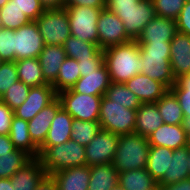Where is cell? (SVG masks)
Instances as JSON below:
<instances>
[{"label": "cell", "mask_w": 190, "mask_h": 190, "mask_svg": "<svg viewBox=\"0 0 190 190\" xmlns=\"http://www.w3.org/2000/svg\"><path fill=\"white\" fill-rule=\"evenodd\" d=\"M103 52L111 82L125 84L133 76L142 73L143 63L136 40L109 47Z\"/></svg>", "instance_id": "cell-1"}, {"label": "cell", "mask_w": 190, "mask_h": 190, "mask_svg": "<svg viewBox=\"0 0 190 190\" xmlns=\"http://www.w3.org/2000/svg\"><path fill=\"white\" fill-rule=\"evenodd\" d=\"M106 7L120 18L132 40H137L145 25L156 16L152 0H108Z\"/></svg>", "instance_id": "cell-2"}, {"label": "cell", "mask_w": 190, "mask_h": 190, "mask_svg": "<svg viewBox=\"0 0 190 190\" xmlns=\"http://www.w3.org/2000/svg\"><path fill=\"white\" fill-rule=\"evenodd\" d=\"M38 158L47 176L65 168L86 165L85 147L72 139L56 146L40 147Z\"/></svg>", "instance_id": "cell-3"}, {"label": "cell", "mask_w": 190, "mask_h": 190, "mask_svg": "<svg viewBox=\"0 0 190 190\" xmlns=\"http://www.w3.org/2000/svg\"><path fill=\"white\" fill-rule=\"evenodd\" d=\"M139 47L142 74L170 89L176 83L170 65V43L139 44Z\"/></svg>", "instance_id": "cell-4"}, {"label": "cell", "mask_w": 190, "mask_h": 190, "mask_svg": "<svg viewBox=\"0 0 190 190\" xmlns=\"http://www.w3.org/2000/svg\"><path fill=\"white\" fill-rule=\"evenodd\" d=\"M149 150L147 137L136 133L120 135L112 164L118 173L146 168Z\"/></svg>", "instance_id": "cell-5"}, {"label": "cell", "mask_w": 190, "mask_h": 190, "mask_svg": "<svg viewBox=\"0 0 190 190\" xmlns=\"http://www.w3.org/2000/svg\"><path fill=\"white\" fill-rule=\"evenodd\" d=\"M101 129L118 135L132 134L135 130L136 110L122 107L102 96L99 121Z\"/></svg>", "instance_id": "cell-6"}, {"label": "cell", "mask_w": 190, "mask_h": 190, "mask_svg": "<svg viewBox=\"0 0 190 190\" xmlns=\"http://www.w3.org/2000/svg\"><path fill=\"white\" fill-rule=\"evenodd\" d=\"M36 23L45 45L63 46L65 41L71 36L65 7L44 10L37 18Z\"/></svg>", "instance_id": "cell-7"}, {"label": "cell", "mask_w": 190, "mask_h": 190, "mask_svg": "<svg viewBox=\"0 0 190 190\" xmlns=\"http://www.w3.org/2000/svg\"><path fill=\"white\" fill-rule=\"evenodd\" d=\"M62 108L74 119L81 121H99L102 96L84 95L71 88L58 93Z\"/></svg>", "instance_id": "cell-8"}, {"label": "cell", "mask_w": 190, "mask_h": 190, "mask_svg": "<svg viewBox=\"0 0 190 190\" xmlns=\"http://www.w3.org/2000/svg\"><path fill=\"white\" fill-rule=\"evenodd\" d=\"M71 36L98 45L97 22L100 8L85 6L66 7Z\"/></svg>", "instance_id": "cell-9"}, {"label": "cell", "mask_w": 190, "mask_h": 190, "mask_svg": "<svg viewBox=\"0 0 190 190\" xmlns=\"http://www.w3.org/2000/svg\"><path fill=\"white\" fill-rule=\"evenodd\" d=\"M96 26L98 29V46L102 50L132 40L127 35L120 18L107 7L100 11Z\"/></svg>", "instance_id": "cell-10"}, {"label": "cell", "mask_w": 190, "mask_h": 190, "mask_svg": "<svg viewBox=\"0 0 190 190\" xmlns=\"http://www.w3.org/2000/svg\"><path fill=\"white\" fill-rule=\"evenodd\" d=\"M45 47L36 21H31L14 30L15 61L27 58H38Z\"/></svg>", "instance_id": "cell-11"}, {"label": "cell", "mask_w": 190, "mask_h": 190, "mask_svg": "<svg viewBox=\"0 0 190 190\" xmlns=\"http://www.w3.org/2000/svg\"><path fill=\"white\" fill-rule=\"evenodd\" d=\"M120 135L101 129L85 146L87 166L112 163Z\"/></svg>", "instance_id": "cell-12"}, {"label": "cell", "mask_w": 190, "mask_h": 190, "mask_svg": "<svg viewBox=\"0 0 190 190\" xmlns=\"http://www.w3.org/2000/svg\"><path fill=\"white\" fill-rule=\"evenodd\" d=\"M57 97L58 93L51 84L32 87L25 102L13 110L14 116L30 121Z\"/></svg>", "instance_id": "cell-13"}, {"label": "cell", "mask_w": 190, "mask_h": 190, "mask_svg": "<svg viewBox=\"0 0 190 190\" xmlns=\"http://www.w3.org/2000/svg\"><path fill=\"white\" fill-rule=\"evenodd\" d=\"M177 32L175 20L156 15L145 25L136 42L138 44L170 43Z\"/></svg>", "instance_id": "cell-14"}, {"label": "cell", "mask_w": 190, "mask_h": 190, "mask_svg": "<svg viewBox=\"0 0 190 190\" xmlns=\"http://www.w3.org/2000/svg\"><path fill=\"white\" fill-rule=\"evenodd\" d=\"M141 103H156L169 90L163 83L138 73L125 83Z\"/></svg>", "instance_id": "cell-15"}, {"label": "cell", "mask_w": 190, "mask_h": 190, "mask_svg": "<svg viewBox=\"0 0 190 190\" xmlns=\"http://www.w3.org/2000/svg\"><path fill=\"white\" fill-rule=\"evenodd\" d=\"M170 65L173 77L190 74V36L177 32L170 42Z\"/></svg>", "instance_id": "cell-16"}, {"label": "cell", "mask_w": 190, "mask_h": 190, "mask_svg": "<svg viewBox=\"0 0 190 190\" xmlns=\"http://www.w3.org/2000/svg\"><path fill=\"white\" fill-rule=\"evenodd\" d=\"M61 107L60 99L57 97L52 103L44 107L33 119L28 121L30 137L38 148L44 144L51 123Z\"/></svg>", "instance_id": "cell-17"}, {"label": "cell", "mask_w": 190, "mask_h": 190, "mask_svg": "<svg viewBox=\"0 0 190 190\" xmlns=\"http://www.w3.org/2000/svg\"><path fill=\"white\" fill-rule=\"evenodd\" d=\"M110 84L109 71L103 63L94 72L85 73V76L80 77L71 89L84 95L104 96Z\"/></svg>", "instance_id": "cell-18"}, {"label": "cell", "mask_w": 190, "mask_h": 190, "mask_svg": "<svg viewBox=\"0 0 190 190\" xmlns=\"http://www.w3.org/2000/svg\"><path fill=\"white\" fill-rule=\"evenodd\" d=\"M46 176L47 173L37 157L31 158L9 179L13 190H35Z\"/></svg>", "instance_id": "cell-19"}, {"label": "cell", "mask_w": 190, "mask_h": 190, "mask_svg": "<svg viewBox=\"0 0 190 190\" xmlns=\"http://www.w3.org/2000/svg\"><path fill=\"white\" fill-rule=\"evenodd\" d=\"M147 139L150 146L168 147L172 150L188 145V135L182 125L163 123Z\"/></svg>", "instance_id": "cell-20"}, {"label": "cell", "mask_w": 190, "mask_h": 190, "mask_svg": "<svg viewBox=\"0 0 190 190\" xmlns=\"http://www.w3.org/2000/svg\"><path fill=\"white\" fill-rule=\"evenodd\" d=\"M58 190H88L90 167L76 166L57 171L50 175Z\"/></svg>", "instance_id": "cell-21"}, {"label": "cell", "mask_w": 190, "mask_h": 190, "mask_svg": "<svg viewBox=\"0 0 190 190\" xmlns=\"http://www.w3.org/2000/svg\"><path fill=\"white\" fill-rule=\"evenodd\" d=\"M66 58L65 50L60 45H45L38 55L43 77L48 84L52 85L56 81L59 69Z\"/></svg>", "instance_id": "cell-22"}, {"label": "cell", "mask_w": 190, "mask_h": 190, "mask_svg": "<svg viewBox=\"0 0 190 190\" xmlns=\"http://www.w3.org/2000/svg\"><path fill=\"white\" fill-rule=\"evenodd\" d=\"M189 154L190 149L188 145L173 150V155L170 157L169 172L165 173L158 185L177 183L190 178Z\"/></svg>", "instance_id": "cell-23"}, {"label": "cell", "mask_w": 190, "mask_h": 190, "mask_svg": "<svg viewBox=\"0 0 190 190\" xmlns=\"http://www.w3.org/2000/svg\"><path fill=\"white\" fill-rule=\"evenodd\" d=\"M73 117L62 107L53 119L48 135L41 147H50L62 144L71 139Z\"/></svg>", "instance_id": "cell-24"}, {"label": "cell", "mask_w": 190, "mask_h": 190, "mask_svg": "<svg viewBox=\"0 0 190 190\" xmlns=\"http://www.w3.org/2000/svg\"><path fill=\"white\" fill-rule=\"evenodd\" d=\"M162 125V117L156 103H142L136 110L134 133L148 138Z\"/></svg>", "instance_id": "cell-25"}, {"label": "cell", "mask_w": 190, "mask_h": 190, "mask_svg": "<svg viewBox=\"0 0 190 190\" xmlns=\"http://www.w3.org/2000/svg\"><path fill=\"white\" fill-rule=\"evenodd\" d=\"M9 137L16 149L24 151L31 158L39 157V148L29 134L28 121L13 116Z\"/></svg>", "instance_id": "cell-26"}, {"label": "cell", "mask_w": 190, "mask_h": 190, "mask_svg": "<svg viewBox=\"0 0 190 190\" xmlns=\"http://www.w3.org/2000/svg\"><path fill=\"white\" fill-rule=\"evenodd\" d=\"M118 185V171L112 163L90 166L88 190H111Z\"/></svg>", "instance_id": "cell-27"}, {"label": "cell", "mask_w": 190, "mask_h": 190, "mask_svg": "<svg viewBox=\"0 0 190 190\" xmlns=\"http://www.w3.org/2000/svg\"><path fill=\"white\" fill-rule=\"evenodd\" d=\"M118 185L124 190H151L158 182L143 168L118 173Z\"/></svg>", "instance_id": "cell-28"}, {"label": "cell", "mask_w": 190, "mask_h": 190, "mask_svg": "<svg viewBox=\"0 0 190 190\" xmlns=\"http://www.w3.org/2000/svg\"><path fill=\"white\" fill-rule=\"evenodd\" d=\"M173 150L168 147L150 146L147 162V171L159 182L166 172H169L170 157Z\"/></svg>", "instance_id": "cell-29"}, {"label": "cell", "mask_w": 190, "mask_h": 190, "mask_svg": "<svg viewBox=\"0 0 190 190\" xmlns=\"http://www.w3.org/2000/svg\"><path fill=\"white\" fill-rule=\"evenodd\" d=\"M18 78L26 86L32 88L48 84L42 74V67L38 58H27L15 61Z\"/></svg>", "instance_id": "cell-30"}, {"label": "cell", "mask_w": 190, "mask_h": 190, "mask_svg": "<svg viewBox=\"0 0 190 190\" xmlns=\"http://www.w3.org/2000/svg\"><path fill=\"white\" fill-rule=\"evenodd\" d=\"M66 56L76 60L81 58H104L103 50L94 43L82 41L75 36H70L63 44Z\"/></svg>", "instance_id": "cell-31"}, {"label": "cell", "mask_w": 190, "mask_h": 190, "mask_svg": "<svg viewBox=\"0 0 190 190\" xmlns=\"http://www.w3.org/2000/svg\"><path fill=\"white\" fill-rule=\"evenodd\" d=\"M163 123L168 125H182L184 118L182 108L175 94L169 89L156 102Z\"/></svg>", "instance_id": "cell-32"}, {"label": "cell", "mask_w": 190, "mask_h": 190, "mask_svg": "<svg viewBox=\"0 0 190 190\" xmlns=\"http://www.w3.org/2000/svg\"><path fill=\"white\" fill-rule=\"evenodd\" d=\"M81 77L78 61L73 58H66L57 75L56 81L52 84L57 93L72 88Z\"/></svg>", "instance_id": "cell-33"}, {"label": "cell", "mask_w": 190, "mask_h": 190, "mask_svg": "<svg viewBox=\"0 0 190 190\" xmlns=\"http://www.w3.org/2000/svg\"><path fill=\"white\" fill-rule=\"evenodd\" d=\"M104 96L108 100L132 110H137L142 104L139 98L123 83L111 82Z\"/></svg>", "instance_id": "cell-34"}, {"label": "cell", "mask_w": 190, "mask_h": 190, "mask_svg": "<svg viewBox=\"0 0 190 190\" xmlns=\"http://www.w3.org/2000/svg\"><path fill=\"white\" fill-rule=\"evenodd\" d=\"M30 159L28 154L19 149L0 155V178L12 177Z\"/></svg>", "instance_id": "cell-35"}, {"label": "cell", "mask_w": 190, "mask_h": 190, "mask_svg": "<svg viewBox=\"0 0 190 190\" xmlns=\"http://www.w3.org/2000/svg\"><path fill=\"white\" fill-rule=\"evenodd\" d=\"M31 20L16 5L9 0L0 8V26L2 28L17 30L21 26L30 23Z\"/></svg>", "instance_id": "cell-36"}, {"label": "cell", "mask_w": 190, "mask_h": 190, "mask_svg": "<svg viewBox=\"0 0 190 190\" xmlns=\"http://www.w3.org/2000/svg\"><path fill=\"white\" fill-rule=\"evenodd\" d=\"M101 130L99 122L73 119L71 139L82 146L88 145Z\"/></svg>", "instance_id": "cell-37"}, {"label": "cell", "mask_w": 190, "mask_h": 190, "mask_svg": "<svg viewBox=\"0 0 190 190\" xmlns=\"http://www.w3.org/2000/svg\"><path fill=\"white\" fill-rule=\"evenodd\" d=\"M30 87L26 86L22 81H17L5 92L0 98L9 108L15 110L21 106L28 97Z\"/></svg>", "instance_id": "cell-38"}, {"label": "cell", "mask_w": 190, "mask_h": 190, "mask_svg": "<svg viewBox=\"0 0 190 190\" xmlns=\"http://www.w3.org/2000/svg\"><path fill=\"white\" fill-rule=\"evenodd\" d=\"M170 90L177 97L184 117L190 116V74L182 75L176 79V83Z\"/></svg>", "instance_id": "cell-39"}, {"label": "cell", "mask_w": 190, "mask_h": 190, "mask_svg": "<svg viewBox=\"0 0 190 190\" xmlns=\"http://www.w3.org/2000/svg\"><path fill=\"white\" fill-rule=\"evenodd\" d=\"M187 0H152L157 16L176 20Z\"/></svg>", "instance_id": "cell-40"}, {"label": "cell", "mask_w": 190, "mask_h": 190, "mask_svg": "<svg viewBox=\"0 0 190 190\" xmlns=\"http://www.w3.org/2000/svg\"><path fill=\"white\" fill-rule=\"evenodd\" d=\"M17 81L19 78L15 61L2 62L0 64V98Z\"/></svg>", "instance_id": "cell-41"}, {"label": "cell", "mask_w": 190, "mask_h": 190, "mask_svg": "<svg viewBox=\"0 0 190 190\" xmlns=\"http://www.w3.org/2000/svg\"><path fill=\"white\" fill-rule=\"evenodd\" d=\"M0 59L3 62L15 61L14 30L6 28L0 30Z\"/></svg>", "instance_id": "cell-42"}, {"label": "cell", "mask_w": 190, "mask_h": 190, "mask_svg": "<svg viewBox=\"0 0 190 190\" xmlns=\"http://www.w3.org/2000/svg\"><path fill=\"white\" fill-rule=\"evenodd\" d=\"M13 4L28 16L31 21H36L45 10L39 0H13Z\"/></svg>", "instance_id": "cell-43"}, {"label": "cell", "mask_w": 190, "mask_h": 190, "mask_svg": "<svg viewBox=\"0 0 190 190\" xmlns=\"http://www.w3.org/2000/svg\"><path fill=\"white\" fill-rule=\"evenodd\" d=\"M14 112L0 100V135H9Z\"/></svg>", "instance_id": "cell-44"}, {"label": "cell", "mask_w": 190, "mask_h": 190, "mask_svg": "<svg viewBox=\"0 0 190 190\" xmlns=\"http://www.w3.org/2000/svg\"><path fill=\"white\" fill-rule=\"evenodd\" d=\"M176 21L177 31L190 36V2L186 1Z\"/></svg>", "instance_id": "cell-45"}, {"label": "cell", "mask_w": 190, "mask_h": 190, "mask_svg": "<svg viewBox=\"0 0 190 190\" xmlns=\"http://www.w3.org/2000/svg\"><path fill=\"white\" fill-rule=\"evenodd\" d=\"M77 61L79 65V72L82 77L85 76V73L94 72L97 70L104 63V58H81V60Z\"/></svg>", "instance_id": "cell-46"}, {"label": "cell", "mask_w": 190, "mask_h": 190, "mask_svg": "<svg viewBox=\"0 0 190 190\" xmlns=\"http://www.w3.org/2000/svg\"><path fill=\"white\" fill-rule=\"evenodd\" d=\"M85 6L92 8H100L101 10L106 7L104 0H65L64 7Z\"/></svg>", "instance_id": "cell-47"}, {"label": "cell", "mask_w": 190, "mask_h": 190, "mask_svg": "<svg viewBox=\"0 0 190 190\" xmlns=\"http://www.w3.org/2000/svg\"><path fill=\"white\" fill-rule=\"evenodd\" d=\"M16 150L14 144L10 140L9 135H0V155L8 154Z\"/></svg>", "instance_id": "cell-48"}, {"label": "cell", "mask_w": 190, "mask_h": 190, "mask_svg": "<svg viewBox=\"0 0 190 190\" xmlns=\"http://www.w3.org/2000/svg\"><path fill=\"white\" fill-rule=\"evenodd\" d=\"M161 190H190V178L177 183L161 185Z\"/></svg>", "instance_id": "cell-49"}, {"label": "cell", "mask_w": 190, "mask_h": 190, "mask_svg": "<svg viewBox=\"0 0 190 190\" xmlns=\"http://www.w3.org/2000/svg\"><path fill=\"white\" fill-rule=\"evenodd\" d=\"M35 190H58L57 185L51 176H46Z\"/></svg>", "instance_id": "cell-50"}, {"label": "cell", "mask_w": 190, "mask_h": 190, "mask_svg": "<svg viewBox=\"0 0 190 190\" xmlns=\"http://www.w3.org/2000/svg\"><path fill=\"white\" fill-rule=\"evenodd\" d=\"M39 1L45 10L63 8L65 5V0H39Z\"/></svg>", "instance_id": "cell-51"}, {"label": "cell", "mask_w": 190, "mask_h": 190, "mask_svg": "<svg viewBox=\"0 0 190 190\" xmlns=\"http://www.w3.org/2000/svg\"><path fill=\"white\" fill-rule=\"evenodd\" d=\"M0 190H13L12 183L9 178H0Z\"/></svg>", "instance_id": "cell-52"}, {"label": "cell", "mask_w": 190, "mask_h": 190, "mask_svg": "<svg viewBox=\"0 0 190 190\" xmlns=\"http://www.w3.org/2000/svg\"><path fill=\"white\" fill-rule=\"evenodd\" d=\"M182 127L186 131L187 135H190V116H185L182 121Z\"/></svg>", "instance_id": "cell-53"}, {"label": "cell", "mask_w": 190, "mask_h": 190, "mask_svg": "<svg viewBox=\"0 0 190 190\" xmlns=\"http://www.w3.org/2000/svg\"><path fill=\"white\" fill-rule=\"evenodd\" d=\"M9 0H0V8H2Z\"/></svg>", "instance_id": "cell-54"}, {"label": "cell", "mask_w": 190, "mask_h": 190, "mask_svg": "<svg viewBox=\"0 0 190 190\" xmlns=\"http://www.w3.org/2000/svg\"><path fill=\"white\" fill-rule=\"evenodd\" d=\"M111 190H124L120 185H117L114 188H111Z\"/></svg>", "instance_id": "cell-55"}, {"label": "cell", "mask_w": 190, "mask_h": 190, "mask_svg": "<svg viewBox=\"0 0 190 190\" xmlns=\"http://www.w3.org/2000/svg\"><path fill=\"white\" fill-rule=\"evenodd\" d=\"M151 190H161V185H157L154 188H152Z\"/></svg>", "instance_id": "cell-56"}, {"label": "cell", "mask_w": 190, "mask_h": 190, "mask_svg": "<svg viewBox=\"0 0 190 190\" xmlns=\"http://www.w3.org/2000/svg\"><path fill=\"white\" fill-rule=\"evenodd\" d=\"M188 146H189V149H190V135L188 136Z\"/></svg>", "instance_id": "cell-57"}, {"label": "cell", "mask_w": 190, "mask_h": 190, "mask_svg": "<svg viewBox=\"0 0 190 190\" xmlns=\"http://www.w3.org/2000/svg\"><path fill=\"white\" fill-rule=\"evenodd\" d=\"M188 161H189V169H190V154H189V157H188Z\"/></svg>", "instance_id": "cell-58"}]
</instances>
